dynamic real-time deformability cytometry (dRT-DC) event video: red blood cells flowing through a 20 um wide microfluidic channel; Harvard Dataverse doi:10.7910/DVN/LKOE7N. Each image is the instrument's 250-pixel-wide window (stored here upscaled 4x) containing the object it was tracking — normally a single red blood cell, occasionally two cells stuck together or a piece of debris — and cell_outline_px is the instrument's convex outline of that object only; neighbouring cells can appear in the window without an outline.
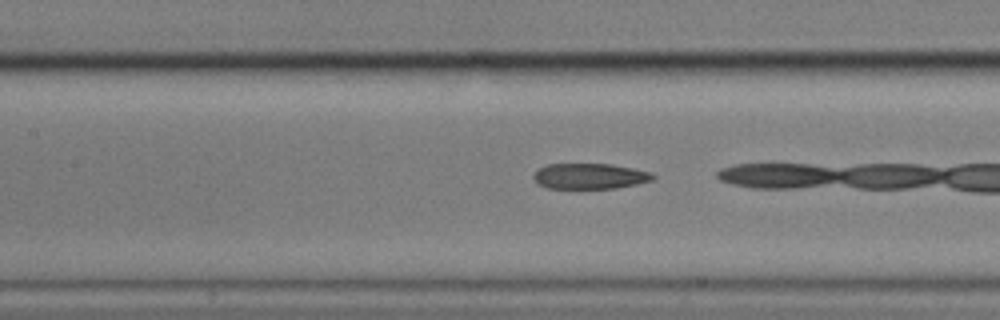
{"species": "common noctule bat (a hibernating species)", "species_latin": "Nyctalus noctula", "temperature_condition": "cold", "stored_images_in_passage": 16, "camera_frame_rate_fps": 3000, "um_per_image_px": 0.085, "animal": {"sex": "male", "body_mass_g": 17.9}, "frame": {"image": 1, "passage_image": 7, "time_ms": 2.0, "image_size_px": [1000, 320], "cell_outline_px": [[656, 176], [652, 180], [636, 184], [616, 188], [548, 188], [536, 184], [532, 176], [540, 168], [548, 164], [612, 164], [652, 172]], "centroid_in_image_um": [50.13, 14.97], "position_along_channel_um": 157.3, "area_um2": 17.8}}
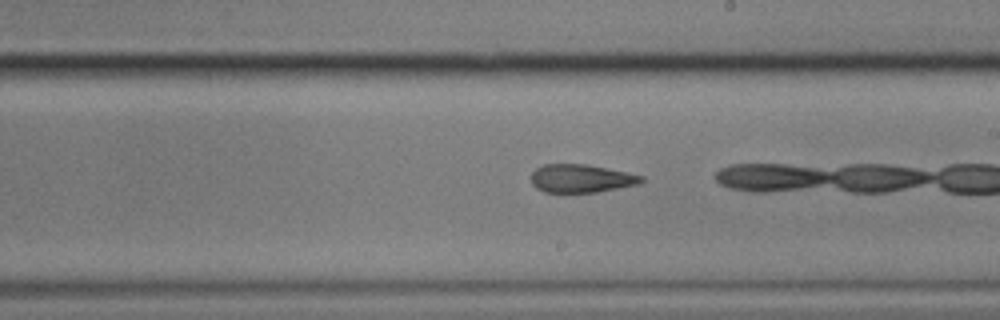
{"frame": {"image": 2, "passage_image": 14, "time_ms": 4.333, "image_size_px": [1000, 320], "cell_outline_px": [[644, 180], [636, 184], [596, 192], [544, 192], [536, 188], [532, 184], [532, 172], [536, 168], [544, 164], [588, 164], [644, 176]], "centroid_in_image_um": [49.36, 15.16], "position_along_channel_um": 239.6, "area_um2": 17.92}}